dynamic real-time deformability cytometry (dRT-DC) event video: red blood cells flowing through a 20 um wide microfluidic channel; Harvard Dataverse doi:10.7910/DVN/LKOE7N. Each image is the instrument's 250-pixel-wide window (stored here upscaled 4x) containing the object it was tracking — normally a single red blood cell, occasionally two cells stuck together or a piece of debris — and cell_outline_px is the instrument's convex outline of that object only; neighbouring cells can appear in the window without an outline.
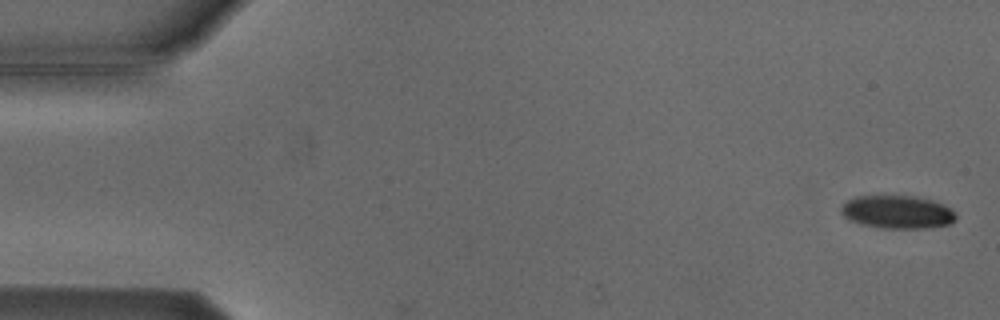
{"species": "Egyptian fruit bat (a non-hibernating species)", "species_latin": "Rousettus aegyptiacus", "temperature_condition": "cold", "stored_images_in_passage": 5, "camera_frame_rate_fps": 3000, "um_per_image_px": 0.085, "animal": {"sex": "male"}, "frame": {"image": 1, "passage_image": 1, "time_ms": 0.0, "image_size_px": [1000, 320], "cell_outline_px": [[956, 220], [952, 224], [928, 228], [884, 228], [860, 224], [848, 220], [840, 212], [840, 208], [848, 200], [856, 196], [916, 196], [932, 200], [956, 212]], "centroid_in_image_um": [76.28, 18.03], "position_along_channel_um": 8.7, "area_um2": 22.2}}
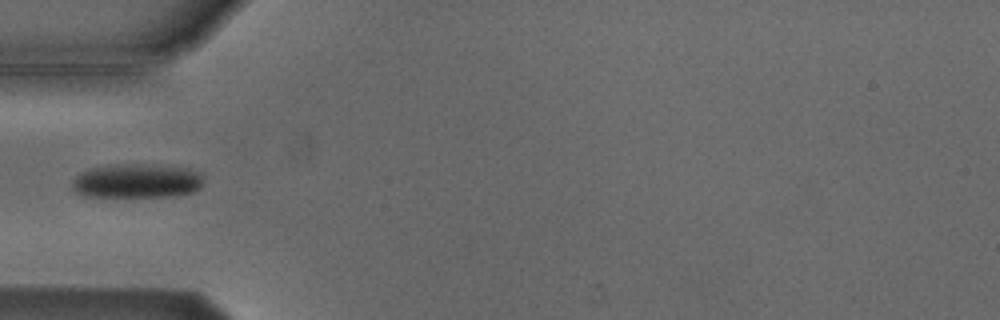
{"frame": {"image": 2, "passage_image": 5, "time_ms": 5.333, "image_size_px": [1000, 320], "cell_outline_px": [[200, 188], [192, 192], [172, 196], [84, 196], [76, 192], [72, 188], [72, 180], [80, 172], [88, 168], [108, 164], [148, 164], [188, 168], [196, 172], [200, 176]], "centroid_in_image_um": [11.54, 15.36], "position_along_channel_um": 73.5, "area_um2": 26.13}}